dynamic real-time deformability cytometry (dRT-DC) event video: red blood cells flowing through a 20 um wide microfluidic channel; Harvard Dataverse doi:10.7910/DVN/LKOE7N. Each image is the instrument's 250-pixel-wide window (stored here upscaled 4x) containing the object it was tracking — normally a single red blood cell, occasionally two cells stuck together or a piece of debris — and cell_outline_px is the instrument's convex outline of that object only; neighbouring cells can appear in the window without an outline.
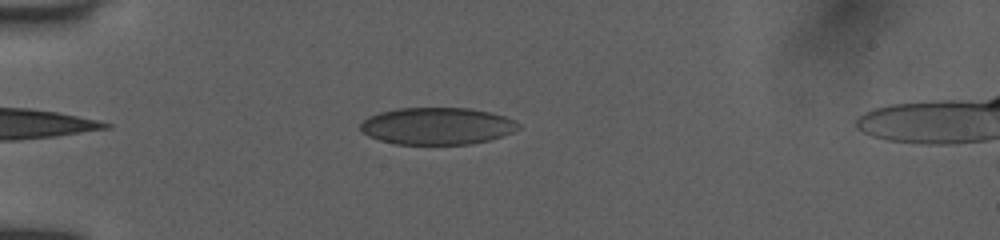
{"species": "human", "species_latin": "Homo sapiens", "temperature_condition": "room temperature", "stored_images_in_passage": 9, "camera_frame_rate_fps": 3000, "um_per_image_px": 0.085, "donor": {"sex": "female"}, "frame": {"image": 1, "passage_image": 1, "time_ms": 0.0, "image_size_px": [1000, 240], "cell_outline_px": [[520, 128], [512, 132], [488, 140], [472, 144], [396, 144], [380, 140], [368, 136], [360, 128], [360, 124], [368, 116], [380, 112], [396, 108], [468, 108], [488, 112], [504, 116], [520, 124]], "centroid_in_image_um": [37.13, 10.71], "position_along_channel_um": 47.9, "area_um2": 33.93}}
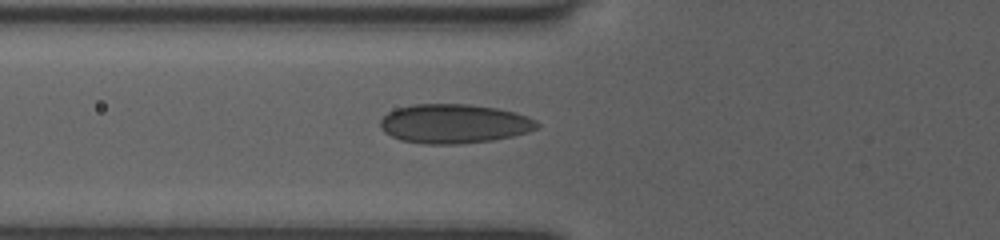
{"frame": {"image": 2, "passage_image": 7, "time_ms": 1.667, "image_size_px": [1000, 240], "cell_outline_px": [[540, 124], [536, 128], [528, 132], [512, 136], [492, 140], [456, 144], [424, 144], [400, 140], [384, 132], [380, 128], [380, 120], [388, 112], [396, 108], [412, 104], [468, 104], [496, 108], [528, 116], [536, 120]], "centroid_in_image_um": [38.57, 10.51], "position_along_channel_um": 87.2, "area_um2": 35.84}}